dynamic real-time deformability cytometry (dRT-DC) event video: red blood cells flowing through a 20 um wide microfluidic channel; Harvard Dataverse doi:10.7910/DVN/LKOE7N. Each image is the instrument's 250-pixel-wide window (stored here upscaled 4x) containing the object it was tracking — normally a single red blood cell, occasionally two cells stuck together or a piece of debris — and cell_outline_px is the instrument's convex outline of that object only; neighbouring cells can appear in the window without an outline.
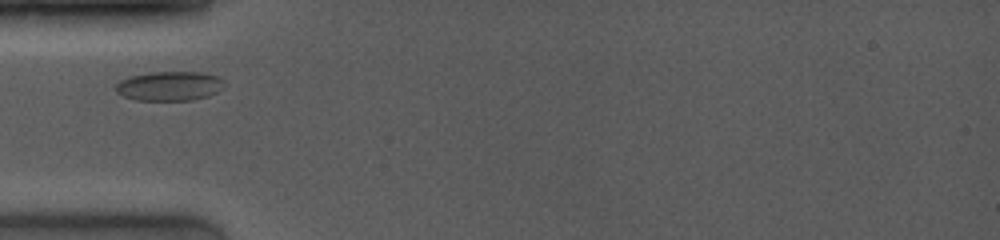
{"species": "common noctule bat (a hibernating species)", "species_latin": "Nyctalus noctula", "temperature_condition": "room temperature", "stored_images_in_passage": 2, "camera_frame_rate_fps": 4000, "um_per_image_px": 0.085, "animal": {"sex": "female", "body_mass_g": 19.0, "forearm_length_mm": 53.3}, "frame": {"image": 1, "passage_image": 1, "time_ms": 0.0, "image_size_px": [1000, 240], "cell_outline_px": [[224, 88], [208, 96], [192, 100], [136, 100], [124, 96], [116, 92], [116, 84], [120, 80], [128, 76], [148, 72], [200, 72], [216, 76], [224, 80]], "centroid_in_image_um": [14.4, 7.3], "position_along_channel_um": 70.6, "area_um2": 18.67}}